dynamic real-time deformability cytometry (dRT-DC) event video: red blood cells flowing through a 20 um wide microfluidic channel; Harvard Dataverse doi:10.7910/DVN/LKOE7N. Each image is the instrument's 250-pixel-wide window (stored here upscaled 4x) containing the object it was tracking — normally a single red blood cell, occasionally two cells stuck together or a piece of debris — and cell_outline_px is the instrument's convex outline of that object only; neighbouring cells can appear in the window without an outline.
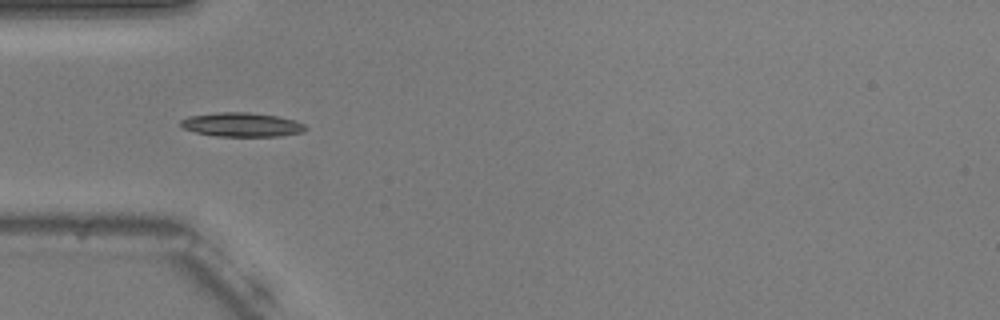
{"species": "common noctule bat (a hibernating species)", "species_latin": "Nyctalus noctula", "temperature_condition": "warm", "stored_images_in_passage": 38, "camera_frame_rate_fps": 3000, "um_per_image_px": 0.085, "animal": {"sex": "male", "body_mass_g": 20.5, "forearm_length_mm": 52.5}, "frame": {"image": 1, "passage_image": 1, "time_ms": 0.0, "image_size_px": [1000, 320], "cell_outline_px": [[308, 128], [304, 132], [280, 136], [216, 136], [196, 132], [184, 128], [180, 124], [180, 120], [188, 116], [216, 112], [248, 112], [276, 116], [296, 120], [304, 124]], "centroid_in_image_um": [20.57, 10.59], "position_along_channel_um": 64.4, "area_um2": 17.57}}
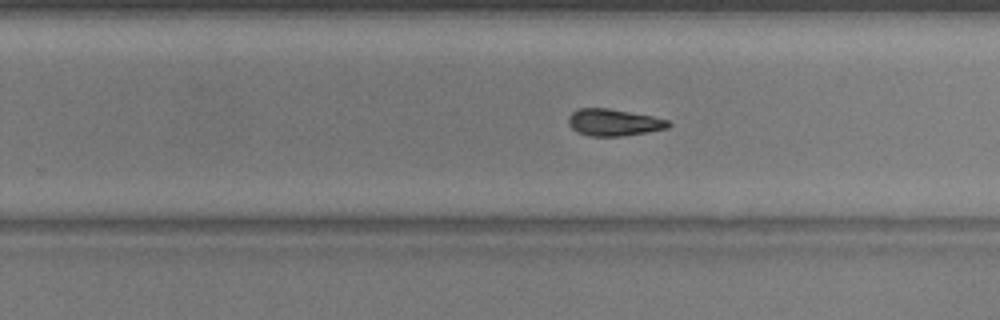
{"frame": {"image": 2, "passage_image": 18, "time_ms": 5.667, "image_size_px": [1000, 320], "cell_outline_px": [[672, 124], [668, 128], [648, 132], [620, 136], [588, 136], [576, 132], [568, 124], [568, 116], [576, 108], [608, 108], [652, 116], [668, 120]], "centroid_in_image_um": [52.14, 10.4], "position_along_channel_um": 277.7, "area_um2": 15.78}}
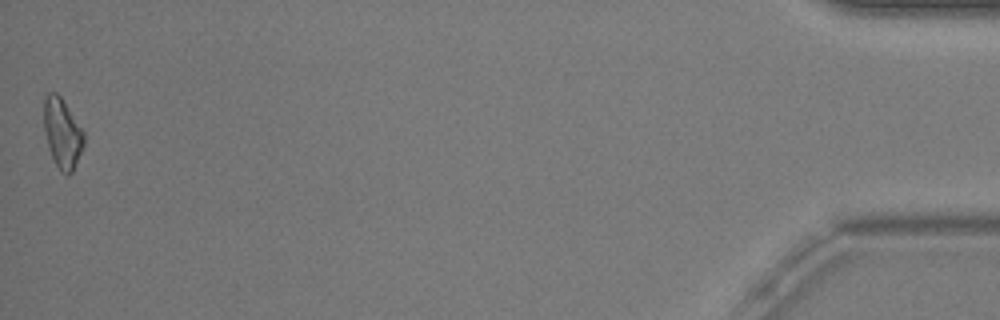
{"frame": {"image": 3, "passage_image": 38, "time_ms": 12.333, "image_size_px": [1000, 320], "cell_outline_px": [[84, 144], [72, 172], [68, 176], [60, 172], [52, 156], [48, 144], [44, 128], [44, 100], [48, 92], [56, 92], [60, 96], [84, 132]], "centroid_in_image_um": [5.29, 11.33], "position_along_channel_um": 429.9, "area_um2": 15.95}, "authors_computed_cell_mechanics": {"area_um2": 15.9528, "velocity_mm_per_s": 3.7534, "shape_relaxation_time_tau1_ms": 2.1177, "shape_relaxation_time_tau2_ms": 3.8607, "deformation_change_tau1": 0.1453, "deformation_change_tau2": 0.1409}}